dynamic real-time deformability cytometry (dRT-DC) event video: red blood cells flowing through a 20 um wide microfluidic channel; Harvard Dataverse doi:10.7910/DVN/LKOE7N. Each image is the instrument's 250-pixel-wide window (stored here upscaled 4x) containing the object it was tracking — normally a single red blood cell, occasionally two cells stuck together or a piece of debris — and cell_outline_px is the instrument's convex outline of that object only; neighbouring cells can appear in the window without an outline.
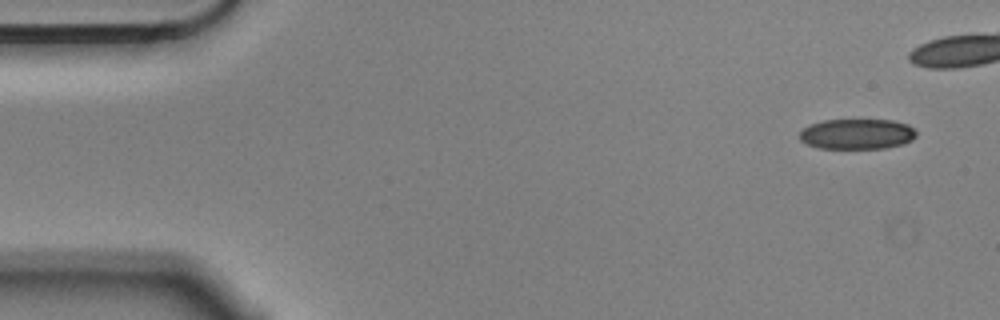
{"species": "Egyptian fruit bat (a non-hibernating species)", "species_latin": "Rousettus aegyptiacus", "temperature_condition": "cold", "stored_images_in_passage": 8, "camera_frame_rate_fps": 3000, "um_per_image_px": 0.085, "animal": {"sex": "male"}, "frame": {"image": 1, "passage_image": 1, "time_ms": 0.0, "image_size_px": [1000, 320], "cell_outline_px": [[916, 136], [912, 140], [904, 144], [888, 148], [820, 148], [808, 144], [800, 140], [800, 132], [804, 128], [812, 124], [824, 120], [892, 120], [908, 124], [916, 132]], "centroid_in_image_um": [72.89, 11.39], "position_along_channel_um": 12.1, "area_um2": 20.58}}